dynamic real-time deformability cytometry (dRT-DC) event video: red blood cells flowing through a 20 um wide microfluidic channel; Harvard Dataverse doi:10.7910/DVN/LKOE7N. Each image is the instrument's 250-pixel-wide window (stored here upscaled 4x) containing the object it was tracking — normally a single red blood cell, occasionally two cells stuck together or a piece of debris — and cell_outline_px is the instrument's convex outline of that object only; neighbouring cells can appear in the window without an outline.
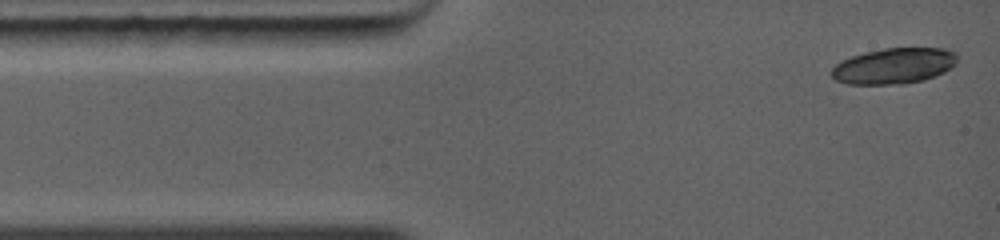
{"species": "common noctule bat (a hibernating species)", "species_latin": "Nyctalus noctula", "temperature_condition": "warm", "stored_images_in_passage": 3, "camera_frame_rate_fps": 5000, "um_per_image_px": 0.085, "animal": {"sex": "female", "body_mass_g": 19.0, "forearm_length_mm": 56.7}, "frame": {"image": 1, "passage_image": 1, "time_ms": 0.0, "image_size_px": [1000, 240], "cell_outline_px": [[956, 64], [944, 72], [936, 76], [924, 80], [904, 84], [848, 84], [836, 80], [828, 72], [836, 64], [852, 56], [864, 52], [884, 48], [948, 48], [956, 52]], "centroid_in_image_um": [76.0, 5.6], "position_along_channel_um": 9.0, "area_um2": 26.41}}